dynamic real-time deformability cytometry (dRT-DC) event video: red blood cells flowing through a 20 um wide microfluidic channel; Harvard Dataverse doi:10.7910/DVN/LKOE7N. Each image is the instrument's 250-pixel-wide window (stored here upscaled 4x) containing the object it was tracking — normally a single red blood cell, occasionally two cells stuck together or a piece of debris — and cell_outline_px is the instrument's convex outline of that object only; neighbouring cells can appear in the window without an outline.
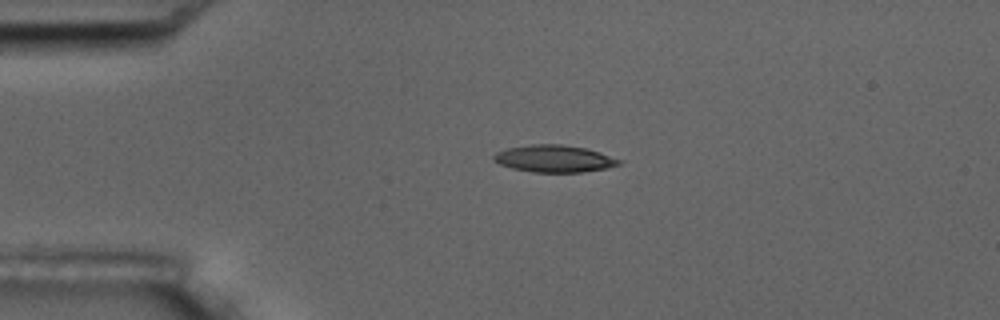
{"species": "common noctule bat (a hibernating species)", "species_latin": "Nyctalus noctula", "temperature_condition": "room temperature", "stored_images_in_passage": 4, "camera_frame_rate_fps": 3000, "um_per_image_px": 0.085, "animal": {"sex": "male", "body_mass_g": 17.5, "forearm_length_mm": 52.3}, "frame": {"image": 1, "passage_image": 3, "time_ms": 2.333, "image_size_px": [1000, 320], "cell_outline_px": [[620, 164], [604, 168], [580, 172], [532, 172], [512, 168], [500, 164], [492, 160], [492, 156], [496, 152], [508, 148], [532, 144], [560, 144], [584, 148], [600, 152], [620, 160]], "centroid_in_image_um": [47.05, 13.48], "position_along_channel_um": 38.0, "area_um2": 19.54}}